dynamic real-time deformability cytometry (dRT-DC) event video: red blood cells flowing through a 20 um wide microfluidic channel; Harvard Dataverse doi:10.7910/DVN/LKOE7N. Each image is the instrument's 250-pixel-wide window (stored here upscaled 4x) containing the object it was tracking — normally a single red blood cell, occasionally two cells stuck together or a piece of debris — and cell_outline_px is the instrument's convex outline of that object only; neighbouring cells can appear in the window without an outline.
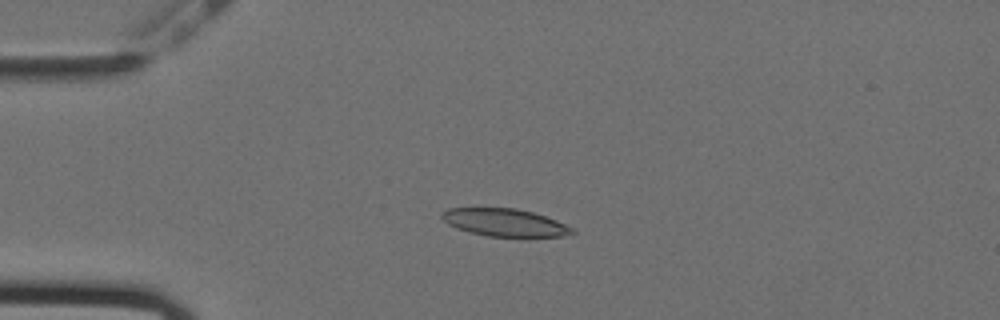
{"species": "Egyptian fruit bat (a non-hibernating species)", "species_latin": "Rousettus aegyptiacus", "temperature_condition": "cold", "stored_images_in_passage": 44, "camera_frame_rate_fps": 3000, "um_per_image_px": 0.085, "animal": {"sex": "female"}, "frame": {"image": 1, "passage_image": 1, "time_ms": 0.0, "image_size_px": [1000, 320], "cell_outline_px": [[576, 232], [564, 236], [488, 236], [468, 232], [456, 228], [448, 224], [440, 216], [440, 212], [448, 208], [516, 208], [532, 212], [556, 220], [576, 228]], "centroid_in_image_um": [42.89, 18.91], "position_along_channel_um": 42.1, "area_um2": 20.98}}
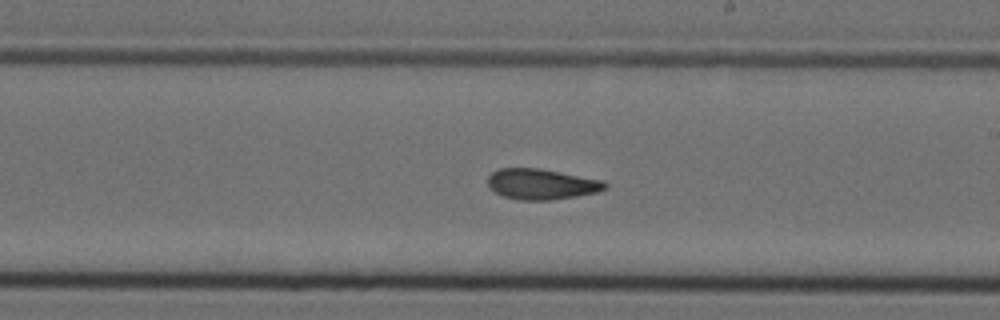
{"frame": {"image": 2, "passage_image": 20, "time_ms": 6.333, "image_size_px": [1000, 320], "cell_outline_px": [[608, 188], [596, 192], [576, 196], [552, 200], [520, 200], [504, 196], [496, 192], [488, 184], [488, 176], [492, 172], [500, 168], [540, 168], [604, 180], [608, 184]], "centroid_in_image_um": [46.07, 15.64], "position_along_channel_um": 242.9, "area_um2": 20.92}}
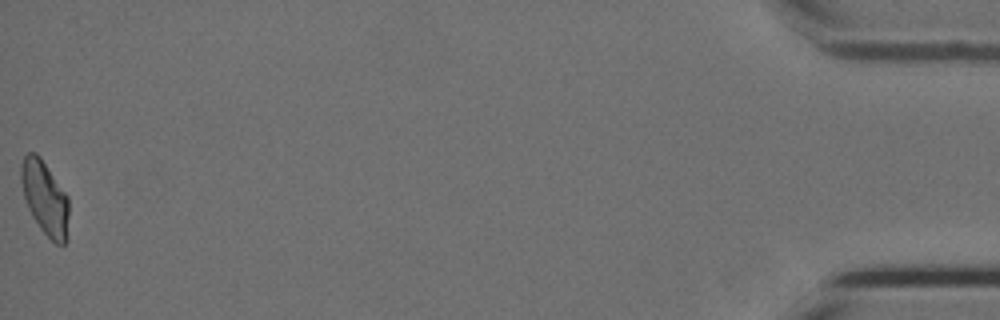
{"frame": {"image": 3, "passage_image": 44, "time_ms": 14.333, "image_size_px": [1000, 320], "cell_outline_px": [[68, 240], [64, 244], [56, 244], [40, 228], [32, 216], [28, 208], [24, 196], [20, 180], [20, 164], [24, 156], [28, 152], [36, 152], [40, 156], [68, 196]], "centroid_in_image_um": [3.81, 16.81], "position_along_channel_um": 431.4, "area_um2": 20.69}, "authors_computed_cell_mechanics": {"area_um2": 20.9236, "velocity_mm_per_s": 3.5633, "shape_relaxation_time_tau1_ms": null, "shape_relaxation_time_tau2_ms": 2.5483, "deformation_change_tau1": null, "deformation_change_tau2": 0.0862}}